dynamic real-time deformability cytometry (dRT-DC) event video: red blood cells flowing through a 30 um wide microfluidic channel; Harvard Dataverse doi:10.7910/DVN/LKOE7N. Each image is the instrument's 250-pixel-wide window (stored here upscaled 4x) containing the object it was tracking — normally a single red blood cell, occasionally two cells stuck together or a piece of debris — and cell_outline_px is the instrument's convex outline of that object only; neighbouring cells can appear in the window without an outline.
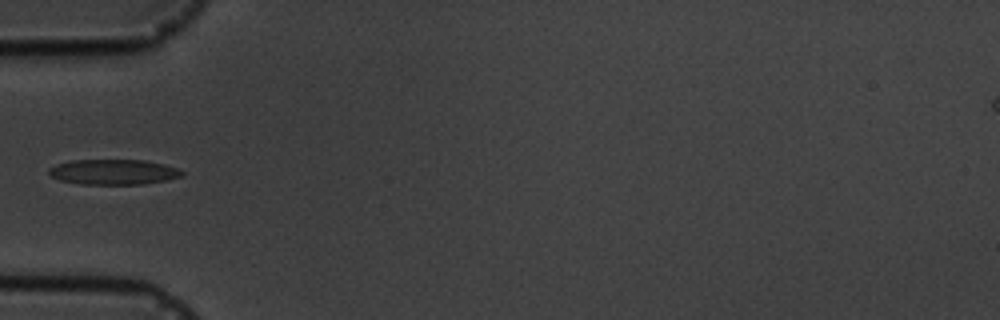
{"species": "common noctule bat (a hibernating species)", "species_latin": "Nyctalus noctula", "temperature_condition": "cold", "stored_images_in_passage": 6, "camera_frame_rate_fps": 3000, "um_per_image_px": 0.085, "animal": {"sex": "male", "body_mass_g": 19.5, "forearm_length_mm": 54.6}, "frame": {"image": 1, "passage_image": 6, "time_ms": 5.667, "image_size_px": [1000, 320], "cell_outline_px": [[184, 176], [168, 180], [140, 184], [80, 184], [60, 180], [52, 176], [48, 172], [48, 168], [56, 164], [72, 160], [144, 160], [164, 164], [176, 168], [184, 172]], "centroid_in_image_um": [9.65, 14.61], "position_along_channel_um": 75.3, "area_um2": 19.59}}